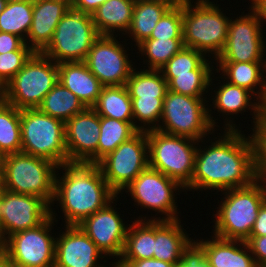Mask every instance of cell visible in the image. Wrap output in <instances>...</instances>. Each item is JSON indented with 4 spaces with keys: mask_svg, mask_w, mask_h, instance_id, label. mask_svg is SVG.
Wrapping results in <instances>:
<instances>
[{
    "mask_svg": "<svg viewBox=\"0 0 266 267\" xmlns=\"http://www.w3.org/2000/svg\"><path fill=\"white\" fill-rule=\"evenodd\" d=\"M242 130H224L211 145L198 142L194 173L187 191L211 190L218 193L251 185L255 180L254 148L250 135ZM217 139V140H216ZM203 147V148H201Z\"/></svg>",
    "mask_w": 266,
    "mask_h": 267,
    "instance_id": "6da1fadb",
    "label": "cell"
},
{
    "mask_svg": "<svg viewBox=\"0 0 266 267\" xmlns=\"http://www.w3.org/2000/svg\"><path fill=\"white\" fill-rule=\"evenodd\" d=\"M58 170L62 171V176L56 173L55 194L50 208L54 202L59 203L64 213V226H78L118 196L107 184L97 164L66 163Z\"/></svg>",
    "mask_w": 266,
    "mask_h": 267,
    "instance_id": "7a4b0ae2",
    "label": "cell"
},
{
    "mask_svg": "<svg viewBox=\"0 0 266 267\" xmlns=\"http://www.w3.org/2000/svg\"><path fill=\"white\" fill-rule=\"evenodd\" d=\"M223 198L217 207L213 235L246 241L266 200V181L255 180L251 185L221 192Z\"/></svg>",
    "mask_w": 266,
    "mask_h": 267,
    "instance_id": "3957f363",
    "label": "cell"
},
{
    "mask_svg": "<svg viewBox=\"0 0 266 267\" xmlns=\"http://www.w3.org/2000/svg\"><path fill=\"white\" fill-rule=\"evenodd\" d=\"M193 2L189 0L182 5L184 46L216 60L225 47L231 17L223 13L217 2Z\"/></svg>",
    "mask_w": 266,
    "mask_h": 267,
    "instance_id": "277c9868",
    "label": "cell"
},
{
    "mask_svg": "<svg viewBox=\"0 0 266 267\" xmlns=\"http://www.w3.org/2000/svg\"><path fill=\"white\" fill-rule=\"evenodd\" d=\"M58 165L48 159L23 152L3 156L0 187L19 194L42 198L53 204Z\"/></svg>",
    "mask_w": 266,
    "mask_h": 267,
    "instance_id": "5b68a950",
    "label": "cell"
},
{
    "mask_svg": "<svg viewBox=\"0 0 266 267\" xmlns=\"http://www.w3.org/2000/svg\"><path fill=\"white\" fill-rule=\"evenodd\" d=\"M206 99L167 90L157 130L196 141L204 140L215 132V127H219Z\"/></svg>",
    "mask_w": 266,
    "mask_h": 267,
    "instance_id": "8992f818",
    "label": "cell"
},
{
    "mask_svg": "<svg viewBox=\"0 0 266 267\" xmlns=\"http://www.w3.org/2000/svg\"><path fill=\"white\" fill-rule=\"evenodd\" d=\"M57 83L58 64L35 52L0 91V97L18 110L34 109Z\"/></svg>",
    "mask_w": 266,
    "mask_h": 267,
    "instance_id": "52a82bcc",
    "label": "cell"
},
{
    "mask_svg": "<svg viewBox=\"0 0 266 267\" xmlns=\"http://www.w3.org/2000/svg\"><path fill=\"white\" fill-rule=\"evenodd\" d=\"M149 167L177 181L183 188L194 173L195 156L199 141L171 135L157 129L146 131Z\"/></svg>",
    "mask_w": 266,
    "mask_h": 267,
    "instance_id": "ba28073f",
    "label": "cell"
},
{
    "mask_svg": "<svg viewBox=\"0 0 266 267\" xmlns=\"http://www.w3.org/2000/svg\"><path fill=\"white\" fill-rule=\"evenodd\" d=\"M21 152L50 160L61 166L68 163L65 123L38 108L20 110Z\"/></svg>",
    "mask_w": 266,
    "mask_h": 267,
    "instance_id": "9c48e42d",
    "label": "cell"
},
{
    "mask_svg": "<svg viewBox=\"0 0 266 267\" xmlns=\"http://www.w3.org/2000/svg\"><path fill=\"white\" fill-rule=\"evenodd\" d=\"M53 211L50 208V216L39 226L13 233L0 244L1 253L14 267H54L56 238L51 230L58 220Z\"/></svg>",
    "mask_w": 266,
    "mask_h": 267,
    "instance_id": "30bf717a",
    "label": "cell"
},
{
    "mask_svg": "<svg viewBox=\"0 0 266 267\" xmlns=\"http://www.w3.org/2000/svg\"><path fill=\"white\" fill-rule=\"evenodd\" d=\"M99 36L92 15L71 7L59 21L50 43L41 53L57 64L84 62Z\"/></svg>",
    "mask_w": 266,
    "mask_h": 267,
    "instance_id": "8fae6325",
    "label": "cell"
},
{
    "mask_svg": "<svg viewBox=\"0 0 266 267\" xmlns=\"http://www.w3.org/2000/svg\"><path fill=\"white\" fill-rule=\"evenodd\" d=\"M183 191H182V190ZM178 190V191H177ZM134 200L136 206L164 215L162 218L153 216H139L137 220H163L172 221L180 219L178 217V204L175 198L178 193L184 192L183 188L177 181L167 177L158 170L149 166L143 170L124 190ZM175 192V193H174ZM176 195V196H175ZM141 217V218H140ZM147 218V219H146Z\"/></svg>",
    "mask_w": 266,
    "mask_h": 267,
    "instance_id": "7c38bea8",
    "label": "cell"
},
{
    "mask_svg": "<svg viewBox=\"0 0 266 267\" xmlns=\"http://www.w3.org/2000/svg\"><path fill=\"white\" fill-rule=\"evenodd\" d=\"M99 166L110 188L119 195L149 166L146 131H138L101 159Z\"/></svg>",
    "mask_w": 266,
    "mask_h": 267,
    "instance_id": "4fadbf2b",
    "label": "cell"
},
{
    "mask_svg": "<svg viewBox=\"0 0 266 267\" xmlns=\"http://www.w3.org/2000/svg\"><path fill=\"white\" fill-rule=\"evenodd\" d=\"M230 19L225 47L215 62H266V41L262 22L250 9ZM243 15V16H242ZM215 61V62H214Z\"/></svg>",
    "mask_w": 266,
    "mask_h": 267,
    "instance_id": "5bb4252c",
    "label": "cell"
},
{
    "mask_svg": "<svg viewBox=\"0 0 266 267\" xmlns=\"http://www.w3.org/2000/svg\"><path fill=\"white\" fill-rule=\"evenodd\" d=\"M117 37V35H100L84 61L103 86L126 85L127 79L136 68L125 49L127 43L121 44L118 41L120 37Z\"/></svg>",
    "mask_w": 266,
    "mask_h": 267,
    "instance_id": "9a60e30c",
    "label": "cell"
},
{
    "mask_svg": "<svg viewBox=\"0 0 266 267\" xmlns=\"http://www.w3.org/2000/svg\"><path fill=\"white\" fill-rule=\"evenodd\" d=\"M0 244L18 231L32 229L50 216V206L40 197L0 187Z\"/></svg>",
    "mask_w": 266,
    "mask_h": 267,
    "instance_id": "2e32d148",
    "label": "cell"
},
{
    "mask_svg": "<svg viewBox=\"0 0 266 267\" xmlns=\"http://www.w3.org/2000/svg\"><path fill=\"white\" fill-rule=\"evenodd\" d=\"M117 199H119L118 196L106 207L88 216L78 225L106 257L116 258L115 260H118L122 254L130 226L128 223L125 225L120 217L121 214L116 211L117 204L112 206Z\"/></svg>",
    "mask_w": 266,
    "mask_h": 267,
    "instance_id": "e0dca14e",
    "label": "cell"
},
{
    "mask_svg": "<svg viewBox=\"0 0 266 267\" xmlns=\"http://www.w3.org/2000/svg\"><path fill=\"white\" fill-rule=\"evenodd\" d=\"M100 116L92 107L65 122L68 163H98Z\"/></svg>",
    "mask_w": 266,
    "mask_h": 267,
    "instance_id": "ac0fdd59",
    "label": "cell"
},
{
    "mask_svg": "<svg viewBox=\"0 0 266 267\" xmlns=\"http://www.w3.org/2000/svg\"><path fill=\"white\" fill-rule=\"evenodd\" d=\"M56 237L54 267H107L99 263L107 258L79 226H63Z\"/></svg>",
    "mask_w": 266,
    "mask_h": 267,
    "instance_id": "d6986e66",
    "label": "cell"
},
{
    "mask_svg": "<svg viewBox=\"0 0 266 267\" xmlns=\"http://www.w3.org/2000/svg\"><path fill=\"white\" fill-rule=\"evenodd\" d=\"M72 7L71 0H35L32 24L27 35V45L34 52H42L50 43L62 17Z\"/></svg>",
    "mask_w": 266,
    "mask_h": 267,
    "instance_id": "ffe728a7",
    "label": "cell"
},
{
    "mask_svg": "<svg viewBox=\"0 0 266 267\" xmlns=\"http://www.w3.org/2000/svg\"><path fill=\"white\" fill-rule=\"evenodd\" d=\"M221 82H223V84ZM218 84L221 85L216 87L213 91L214 93H212L214 95L211 96L213 98L209 100H212L213 105L210 104L211 108L213 106V110H217V112H219V116L222 113L221 116L226 118L224 120L223 130H239L234 119L232 120L230 118H232L234 114L239 115V113L246 112V110H251L250 114L253 111L251 115L253 116L254 125L260 113V100H258L257 97L249 90L230 84L224 79L218 82ZM253 98H256V100H253Z\"/></svg>",
    "mask_w": 266,
    "mask_h": 267,
    "instance_id": "44dd1931",
    "label": "cell"
},
{
    "mask_svg": "<svg viewBox=\"0 0 266 267\" xmlns=\"http://www.w3.org/2000/svg\"><path fill=\"white\" fill-rule=\"evenodd\" d=\"M206 239L194 240V246L210 267H258L245 241L223 239L215 235L211 237L212 240Z\"/></svg>",
    "mask_w": 266,
    "mask_h": 267,
    "instance_id": "7402d4cb",
    "label": "cell"
},
{
    "mask_svg": "<svg viewBox=\"0 0 266 267\" xmlns=\"http://www.w3.org/2000/svg\"><path fill=\"white\" fill-rule=\"evenodd\" d=\"M181 220H154L153 258L177 265L194 246ZM186 232H185V231Z\"/></svg>",
    "mask_w": 266,
    "mask_h": 267,
    "instance_id": "603a6c76",
    "label": "cell"
},
{
    "mask_svg": "<svg viewBox=\"0 0 266 267\" xmlns=\"http://www.w3.org/2000/svg\"><path fill=\"white\" fill-rule=\"evenodd\" d=\"M58 81L76 95L86 107H92L96 103L103 87L85 62L59 63Z\"/></svg>",
    "mask_w": 266,
    "mask_h": 267,
    "instance_id": "cb8c5ba5",
    "label": "cell"
},
{
    "mask_svg": "<svg viewBox=\"0 0 266 267\" xmlns=\"http://www.w3.org/2000/svg\"><path fill=\"white\" fill-rule=\"evenodd\" d=\"M214 64H217L215 75L216 73L223 74L221 77H214L216 80L218 78L225 79L230 84L249 90L258 100L262 99L266 85V73H264L266 72V62H216Z\"/></svg>",
    "mask_w": 266,
    "mask_h": 267,
    "instance_id": "d4e9b609",
    "label": "cell"
},
{
    "mask_svg": "<svg viewBox=\"0 0 266 267\" xmlns=\"http://www.w3.org/2000/svg\"><path fill=\"white\" fill-rule=\"evenodd\" d=\"M134 5L135 0H107L99 6L92 14L98 33L114 36L120 32L124 35L130 27Z\"/></svg>",
    "mask_w": 266,
    "mask_h": 267,
    "instance_id": "484cf974",
    "label": "cell"
},
{
    "mask_svg": "<svg viewBox=\"0 0 266 267\" xmlns=\"http://www.w3.org/2000/svg\"><path fill=\"white\" fill-rule=\"evenodd\" d=\"M171 7L170 3L163 0H135L131 24L124 35L127 34L136 43V48L150 38L157 22Z\"/></svg>",
    "mask_w": 266,
    "mask_h": 267,
    "instance_id": "4316f807",
    "label": "cell"
},
{
    "mask_svg": "<svg viewBox=\"0 0 266 267\" xmlns=\"http://www.w3.org/2000/svg\"><path fill=\"white\" fill-rule=\"evenodd\" d=\"M121 256L117 261L152 259L154 254V220L131 221Z\"/></svg>",
    "mask_w": 266,
    "mask_h": 267,
    "instance_id": "83f0119b",
    "label": "cell"
},
{
    "mask_svg": "<svg viewBox=\"0 0 266 267\" xmlns=\"http://www.w3.org/2000/svg\"><path fill=\"white\" fill-rule=\"evenodd\" d=\"M92 108L99 116L122 122H134L132 101L125 85L103 86Z\"/></svg>",
    "mask_w": 266,
    "mask_h": 267,
    "instance_id": "f1b7e54d",
    "label": "cell"
},
{
    "mask_svg": "<svg viewBox=\"0 0 266 267\" xmlns=\"http://www.w3.org/2000/svg\"><path fill=\"white\" fill-rule=\"evenodd\" d=\"M86 108L83 102L59 81L46 94L38 107L41 112L64 123Z\"/></svg>",
    "mask_w": 266,
    "mask_h": 267,
    "instance_id": "f546056e",
    "label": "cell"
},
{
    "mask_svg": "<svg viewBox=\"0 0 266 267\" xmlns=\"http://www.w3.org/2000/svg\"><path fill=\"white\" fill-rule=\"evenodd\" d=\"M130 97L164 98L168 90L167 81L160 70L134 68L126 85Z\"/></svg>",
    "mask_w": 266,
    "mask_h": 267,
    "instance_id": "4dcf8cb0",
    "label": "cell"
},
{
    "mask_svg": "<svg viewBox=\"0 0 266 267\" xmlns=\"http://www.w3.org/2000/svg\"><path fill=\"white\" fill-rule=\"evenodd\" d=\"M215 70H192V74H162L168 90L192 97H205L212 89ZM213 74V75H212ZM211 87V88H209ZM209 88V89H208Z\"/></svg>",
    "mask_w": 266,
    "mask_h": 267,
    "instance_id": "1f68e13d",
    "label": "cell"
},
{
    "mask_svg": "<svg viewBox=\"0 0 266 267\" xmlns=\"http://www.w3.org/2000/svg\"><path fill=\"white\" fill-rule=\"evenodd\" d=\"M138 131L134 122H122L100 116L98 162L113 152L121 143L133 137Z\"/></svg>",
    "mask_w": 266,
    "mask_h": 267,
    "instance_id": "d6a6232c",
    "label": "cell"
},
{
    "mask_svg": "<svg viewBox=\"0 0 266 267\" xmlns=\"http://www.w3.org/2000/svg\"><path fill=\"white\" fill-rule=\"evenodd\" d=\"M21 152L20 110L0 97V153Z\"/></svg>",
    "mask_w": 266,
    "mask_h": 267,
    "instance_id": "836d02e7",
    "label": "cell"
},
{
    "mask_svg": "<svg viewBox=\"0 0 266 267\" xmlns=\"http://www.w3.org/2000/svg\"><path fill=\"white\" fill-rule=\"evenodd\" d=\"M183 47V38H148L137 46V50L143 57V64H147L144 67L159 70ZM144 55L146 60H144Z\"/></svg>",
    "mask_w": 266,
    "mask_h": 267,
    "instance_id": "e575fe53",
    "label": "cell"
},
{
    "mask_svg": "<svg viewBox=\"0 0 266 267\" xmlns=\"http://www.w3.org/2000/svg\"><path fill=\"white\" fill-rule=\"evenodd\" d=\"M33 17V3L10 2L0 14V31L12 33L22 38L27 44Z\"/></svg>",
    "mask_w": 266,
    "mask_h": 267,
    "instance_id": "d590c367",
    "label": "cell"
},
{
    "mask_svg": "<svg viewBox=\"0 0 266 267\" xmlns=\"http://www.w3.org/2000/svg\"><path fill=\"white\" fill-rule=\"evenodd\" d=\"M209 59L196 49L184 46L159 70L162 74H192V70H214Z\"/></svg>",
    "mask_w": 266,
    "mask_h": 267,
    "instance_id": "8d00e7d4",
    "label": "cell"
},
{
    "mask_svg": "<svg viewBox=\"0 0 266 267\" xmlns=\"http://www.w3.org/2000/svg\"><path fill=\"white\" fill-rule=\"evenodd\" d=\"M130 98L132 101L134 126L139 131L157 129L161 120L164 98Z\"/></svg>",
    "mask_w": 266,
    "mask_h": 267,
    "instance_id": "74e56055",
    "label": "cell"
},
{
    "mask_svg": "<svg viewBox=\"0 0 266 267\" xmlns=\"http://www.w3.org/2000/svg\"><path fill=\"white\" fill-rule=\"evenodd\" d=\"M250 135L254 148L256 180L266 181V114L259 113Z\"/></svg>",
    "mask_w": 266,
    "mask_h": 267,
    "instance_id": "f35d334b",
    "label": "cell"
},
{
    "mask_svg": "<svg viewBox=\"0 0 266 267\" xmlns=\"http://www.w3.org/2000/svg\"><path fill=\"white\" fill-rule=\"evenodd\" d=\"M35 52L24 43L18 50L0 54V91Z\"/></svg>",
    "mask_w": 266,
    "mask_h": 267,
    "instance_id": "ab89813d",
    "label": "cell"
},
{
    "mask_svg": "<svg viewBox=\"0 0 266 267\" xmlns=\"http://www.w3.org/2000/svg\"><path fill=\"white\" fill-rule=\"evenodd\" d=\"M150 38H183L182 5L172 6L157 22Z\"/></svg>",
    "mask_w": 266,
    "mask_h": 267,
    "instance_id": "60d3db41",
    "label": "cell"
},
{
    "mask_svg": "<svg viewBox=\"0 0 266 267\" xmlns=\"http://www.w3.org/2000/svg\"><path fill=\"white\" fill-rule=\"evenodd\" d=\"M258 267L266 266V236H250L245 241Z\"/></svg>",
    "mask_w": 266,
    "mask_h": 267,
    "instance_id": "b9f144b4",
    "label": "cell"
},
{
    "mask_svg": "<svg viewBox=\"0 0 266 267\" xmlns=\"http://www.w3.org/2000/svg\"><path fill=\"white\" fill-rule=\"evenodd\" d=\"M176 267H210L202 253L193 246Z\"/></svg>",
    "mask_w": 266,
    "mask_h": 267,
    "instance_id": "7bdbcfd3",
    "label": "cell"
},
{
    "mask_svg": "<svg viewBox=\"0 0 266 267\" xmlns=\"http://www.w3.org/2000/svg\"><path fill=\"white\" fill-rule=\"evenodd\" d=\"M24 43L19 36L0 31V54L18 50Z\"/></svg>",
    "mask_w": 266,
    "mask_h": 267,
    "instance_id": "ee69618b",
    "label": "cell"
},
{
    "mask_svg": "<svg viewBox=\"0 0 266 267\" xmlns=\"http://www.w3.org/2000/svg\"><path fill=\"white\" fill-rule=\"evenodd\" d=\"M118 264L124 267H176L173 263L157 259H142L137 261H116Z\"/></svg>",
    "mask_w": 266,
    "mask_h": 267,
    "instance_id": "f6af8a7d",
    "label": "cell"
},
{
    "mask_svg": "<svg viewBox=\"0 0 266 267\" xmlns=\"http://www.w3.org/2000/svg\"><path fill=\"white\" fill-rule=\"evenodd\" d=\"M107 0H71L74 10L92 15Z\"/></svg>",
    "mask_w": 266,
    "mask_h": 267,
    "instance_id": "bcb514c9",
    "label": "cell"
},
{
    "mask_svg": "<svg viewBox=\"0 0 266 267\" xmlns=\"http://www.w3.org/2000/svg\"><path fill=\"white\" fill-rule=\"evenodd\" d=\"M250 236H266V200L259 208Z\"/></svg>",
    "mask_w": 266,
    "mask_h": 267,
    "instance_id": "7dc6e473",
    "label": "cell"
},
{
    "mask_svg": "<svg viewBox=\"0 0 266 267\" xmlns=\"http://www.w3.org/2000/svg\"><path fill=\"white\" fill-rule=\"evenodd\" d=\"M250 9L256 14L257 18L262 22H266V0H251Z\"/></svg>",
    "mask_w": 266,
    "mask_h": 267,
    "instance_id": "c3c4849f",
    "label": "cell"
},
{
    "mask_svg": "<svg viewBox=\"0 0 266 267\" xmlns=\"http://www.w3.org/2000/svg\"><path fill=\"white\" fill-rule=\"evenodd\" d=\"M0 267H14L12 263L0 251Z\"/></svg>",
    "mask_w": 266,
    "mask_h": 267,
    "instance_id": "681fc988",
    "label": "cell"
},
{
    "mask_svg": "<svg viewBox=\"0 0 266 267\" xmlns=\"http://www.w3.org/2000/svg\"><path fill=\"white\" fill-rule=\"evenodd\" d=\"M260 112L262 114H266V85H265L264 95H263L262 99L260 100Z\"/></svg>",
    "mask_w": 266,
    "mask_h": 267,
    "instance_id": "f907efd6",
    "label": "cell"
},
{
    "mask_svg": "<svg viewBox=\"0 0 266 267\" xmlns=\"http://www.w3.org/2000/svg\"><path fill=\"white\" fill-rule=\"evenodd\" d=\"M163 1L170 3L172 6H178V5H183L189 0H163Z\"/></svg>",
    "mask_w": 266,
    "mask_h": 267,
    "instance_id": "816d5d0a",
    "label": "cell"
},
{
    "mask_svg": "<svg viewBox=\"0 0 266 267\" xmlns=\"http://www.w3.org/2000/svg\"><path fill=\"white\" fill-rule=\"evenodd\" d=\"M7 5V2L5 0H0V14L3 12Z\"/></svg>",
    "mask_w": 266,
    "mask_h": 267,
    "instance_id": "f5cc1de1",
    "label": "cell"
},
{
    "mask_svg": "<svg viewBox=\"0 0 266 267\" xmlns=\"http://www.w3.org/2000/svg\"><path fill=\"white\" fill-rule=\"evenodd\" d=\"M7 3L10 2H31L33 3L35 0H5Z\"/></svg>",
    "mask_w": 266,
    "mask_h": 267,
    "instance_id": "db71d44e",
    "label": "cell"
},
{
    "mask_svg": "<svg viewBox=\"0 0 266 267\" xmlns=\"http://www.w3.org/2000/svg\"><path fill=\"white\" fill-rule=\"evenodd\" d=\"M109 265H110L111 267H124V266L118 264L116 261H115V262H112V264L109 263V264L107 265V267H108ZM110 266H109V267H110Z\"/></svg>",
    "mask_w": 266,
    "mask_h": 267,
    "instance_id": "11a10c76",
    "label": "cell"
},
{
    "mask_svg": "<svg viewBox=\"0 0 266 267\" xmlns=\"http://www.w3.org/2000/svg\"><path fill=\"white\" fill-rule=\"evenodd\" d=\"M2 161H3V155L0 153V171H1V167H2Z\"/></svg>",
    "mask_w": 266,
    "mask_h": 267,
    "instance_id": "9f6ffc18",
    "label": "cell"
}]
</instances>
